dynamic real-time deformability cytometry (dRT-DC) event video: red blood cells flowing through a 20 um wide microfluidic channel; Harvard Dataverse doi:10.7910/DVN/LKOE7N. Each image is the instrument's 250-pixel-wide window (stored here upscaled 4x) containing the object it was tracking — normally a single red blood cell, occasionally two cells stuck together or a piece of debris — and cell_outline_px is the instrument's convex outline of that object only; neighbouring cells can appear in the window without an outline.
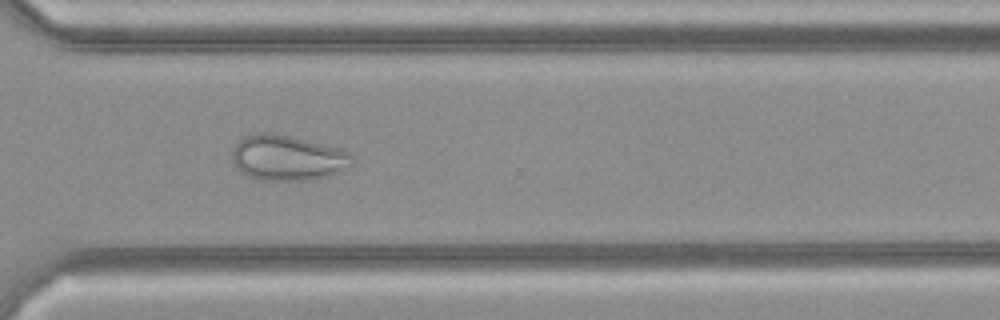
{"species": "common noctule bat (a hibernating species)", "species_latin": "Nyctalus noctula", "temperature_condition": "cold", "stored_images_in_passage": 38, "camera_frame_rate_fps": 3000, "um_per_image_px": 0.085, "animal": {"sex": "female", "body_mass_g": 21.9}, "frame": {"image": 1, "passage_image": 27, "time_ms": 8.667, "image_size_px": [1000, 320], "cell_outline_px": [[352, 164], [348, 168], [340, 172], [328, 176], [312, 180], [260, 180], [248, 176], [240, 172], [236, 168], [232, 160], [232, 152], [236, 144], [244, 136], [252, 132], [272, 132], [292, 136], [340, 148], [348, 152], [352, 156]], "centroid_in_image_um": [24.42, 13.41], "position_along_channel_um": 346.2, "area_um2": 32.14}}